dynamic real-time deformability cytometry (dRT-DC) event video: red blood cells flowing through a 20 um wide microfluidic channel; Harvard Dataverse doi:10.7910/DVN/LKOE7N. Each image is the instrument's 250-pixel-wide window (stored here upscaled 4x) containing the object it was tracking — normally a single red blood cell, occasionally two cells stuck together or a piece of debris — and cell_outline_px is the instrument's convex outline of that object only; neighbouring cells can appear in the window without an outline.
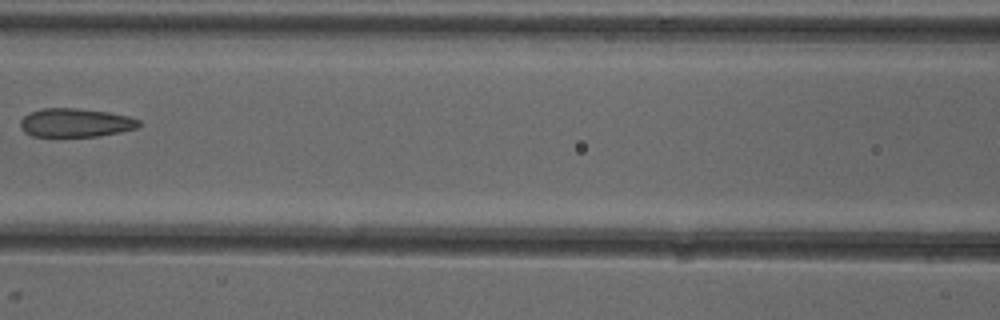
{"species": "common noctule bat (a hibernating species)", "species_latin": "Nyctalus noctula", "temperature_condition": "cold", "stored_images_in_passage": 7, "camera_frame_rate_fps": 3000, "um_per_image_px": 0.085, "animal": {"sex": "female"}, "frame": {"image": 1, "passage_image": 6, "time_ms": 7.0, "image_size_px": [1000, 320], "cell_outline_px": [[144, 124], [140, 128], [100, 136], [32, 136], [24, 132], [20, 124], [20, 120], [24, 116], [40, 108], [76, 108], [108, 112], [128, 116], [140, 120]], "centroid_in_image_um": [6.48, 10.43], "position_along_channel_um": 160.1, "area_um2": 19.94}}
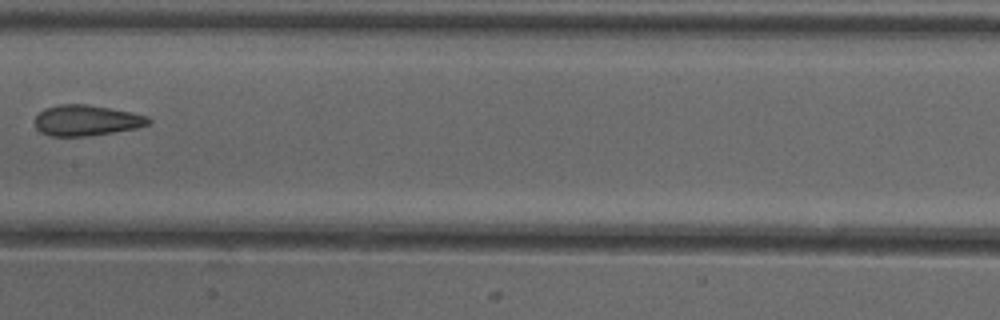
{"frame": {"image": 2, "passage_image": 7, "time_ms": 8.0, "image_size_px": [1000, 320], "cell_outline_px": [[152, 120], [148, 124], [136, 128], [88, 136], [48, 136], [40, 132], [36, 128], [36, 116], [44, 108], [60, 104], [88, 104], [148, 116]], "centroid_in_image_um": [7.31, 10.23], "position_along_channel_um": 200.1, "area_um2": 20.17}}